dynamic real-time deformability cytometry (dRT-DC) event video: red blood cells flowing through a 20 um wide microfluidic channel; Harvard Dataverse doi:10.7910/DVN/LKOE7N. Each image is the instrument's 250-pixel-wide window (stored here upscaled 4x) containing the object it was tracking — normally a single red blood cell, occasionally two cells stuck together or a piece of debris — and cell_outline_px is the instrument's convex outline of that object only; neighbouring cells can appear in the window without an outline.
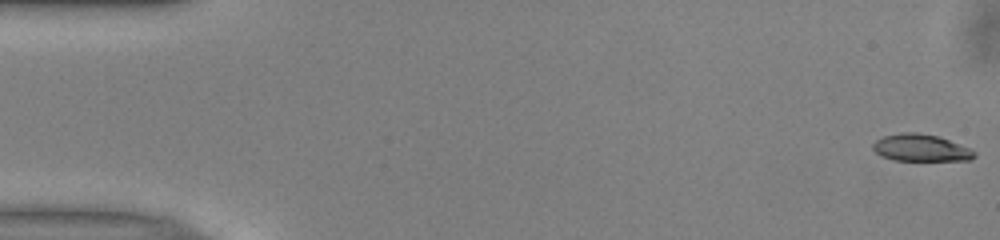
{"species": "common noctule bat (a hibernating species)", "species_latin": "Nyctalus noctula", "temperature_condition": "warm", "stored_images_in_passage": 51, "camera_frame_rate_fps": 3000, "um_per_image_px": 0.085, "animal": {"sex": "male", "body_mass_g": 13.0, "forearm_length_mm": 53.1}, "frame": {"image": 1, "passage_image": 1, "time_ms": 0.0, "image_size_px": [1000, 240], "cell_outline_px": [[976, 156], [972, 160], [896, 160], [880, 156], [872, 148], [872, 144], [876, 140], [884, 136], [900, 132], [916, 132], [940, 136], [968, 148], [976, 152]], "centroid_in_image_um": [78.26, 12.56], "position_along_channel_um": 6.7, "area_um2": 16.01}}
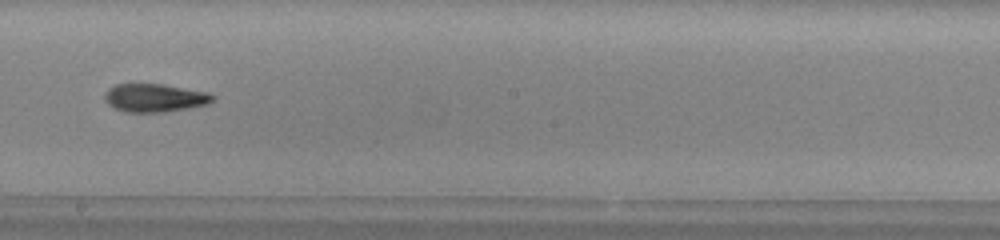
{"frame": {"image": 2, "passage_image": 29, "time_ms": 9.333, "image_size_px": [1000, 240], "cell_outline_px": [[216, 96], [208, 104], [188, 108], [164, 112], [124, 112], [108, 104], [104, 100], [104, 96], [108, 88], [116, 84], [164, 84], [208, 92]], "centroid_in_image_um": [13.15, 8.31], "position_along_channel_um": 235.1, "area_um2": 17.8}}
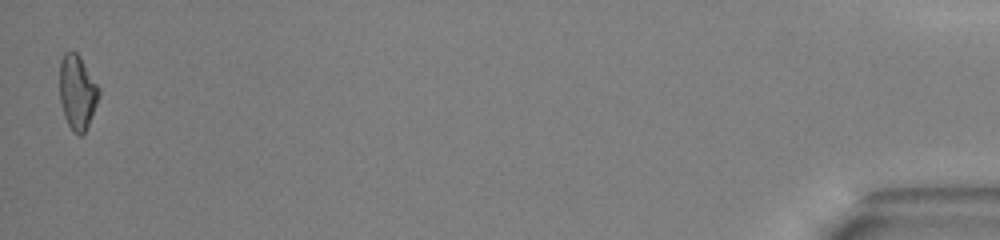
{"frame": {"image": 3, "passage_image": 51, "time_ms": 16.667, "image_size_px": [1000, 240], "cell_outline_px": [[100, 96], [88, 124], [84, 132], [80, 136], [72, 132], [64, 116], [60, 100], [60, 60], [64, 52], [76, 52], [80, 56], [100, 88]], "centroid_in_image_um": [6.57, 7.83], "position_along_channel_um": 428.6, "area_um2": 17.05}, "authors_computed_cell_mechanics": {"area_um2": 17.2822, "velocity_mm_per_s": 4.0101, "shape_relaxation_time_tau1_ms": 7.3292, "shape_relaxation_time_tau2_ms": 8.9593, "deformation_change_tau1": 0.1977, "deformation_change_tau2": 0.2044}}